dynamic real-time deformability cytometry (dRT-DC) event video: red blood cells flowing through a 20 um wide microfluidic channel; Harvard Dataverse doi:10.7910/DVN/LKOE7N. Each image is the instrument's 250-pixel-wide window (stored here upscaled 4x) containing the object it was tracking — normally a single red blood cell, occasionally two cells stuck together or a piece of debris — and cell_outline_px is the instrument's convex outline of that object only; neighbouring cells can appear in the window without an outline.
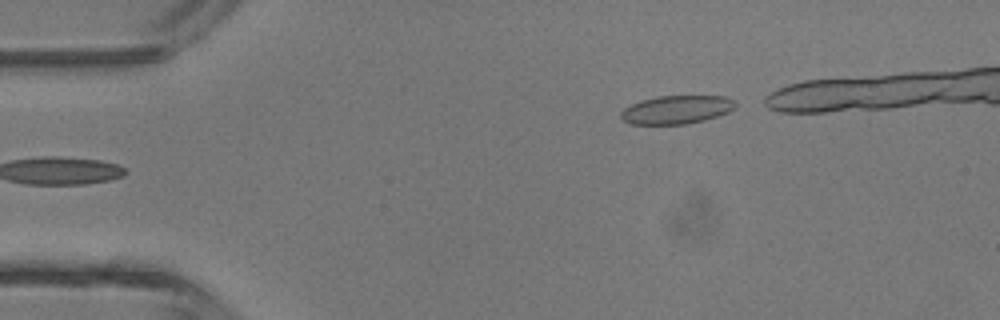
{"species": "common noctule bat (a hibernating species)", "species_latin": "Nyctalus noctula", "temperature_condition": "room temperature", "stored_images_in_passage": 4, "camera_frame_rate_fps": 3000, "um_per_image_px": 0.085, "animal": {"sex": "male", "body_mass_g": 13.3}, "frame": {"image": 1, "passage_image": 4, "time_ms": 4.333, "image_size_px": [1000, 320], "cell_outline_px": [[736, 104], [728, 112], [704, 120], [684, 124], [628, 124], [620, 116], [620, 112], [624, 108], [640, 100], [656, 96], [728, 96], [736, 100]], "centroid_in_image_um": [57.49, 9.31], "position_along_channel_um": 27.5, "area_um2": 18.96}}